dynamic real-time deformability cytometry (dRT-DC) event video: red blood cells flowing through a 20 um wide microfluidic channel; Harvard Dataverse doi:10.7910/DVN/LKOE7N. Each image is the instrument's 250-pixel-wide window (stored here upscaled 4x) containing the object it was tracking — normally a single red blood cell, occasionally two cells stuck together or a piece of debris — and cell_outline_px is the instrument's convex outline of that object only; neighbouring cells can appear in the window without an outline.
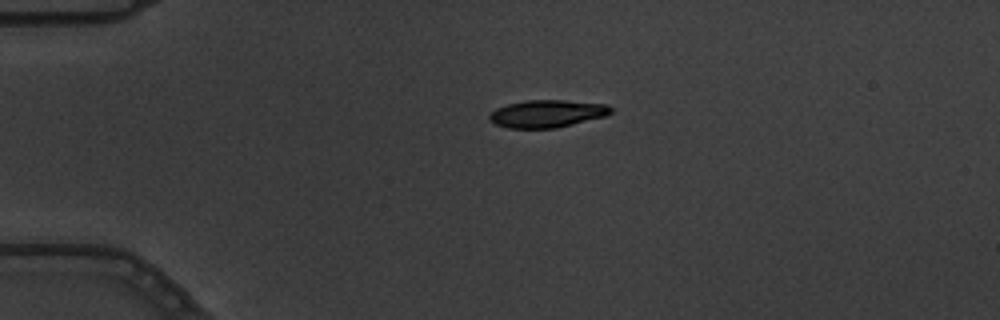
{"species": "common noctule bat (a hibernating species)", "species_latin": "Nyctalus noctula", "temperature_condition": "warm", "stored_images_in_passage": 2, "camera_frame_rate_fps": 3000, "um_per_image_px": 0.085, "animal": {"sex": "male", "body_mass_g": 19.5, "forearm_length_mm": 54.6}, "frame": {"image": 1, "passage_image": 1, "time_ms": 0.0, "image_size_px": [1000, 320], "cell_outline_px": [[612, 112], [604, 116], [556, 128], [508, 128], [496, 124], [488, 120], [488, 116], [496, 108], [508, 104], [528, 100], [564, 100], [608, 104], [612, 108]], "centroid_in_image_um": [46.49, 9.66], "position_along_channel_um": 38.5, "area_um2": 19.36}}